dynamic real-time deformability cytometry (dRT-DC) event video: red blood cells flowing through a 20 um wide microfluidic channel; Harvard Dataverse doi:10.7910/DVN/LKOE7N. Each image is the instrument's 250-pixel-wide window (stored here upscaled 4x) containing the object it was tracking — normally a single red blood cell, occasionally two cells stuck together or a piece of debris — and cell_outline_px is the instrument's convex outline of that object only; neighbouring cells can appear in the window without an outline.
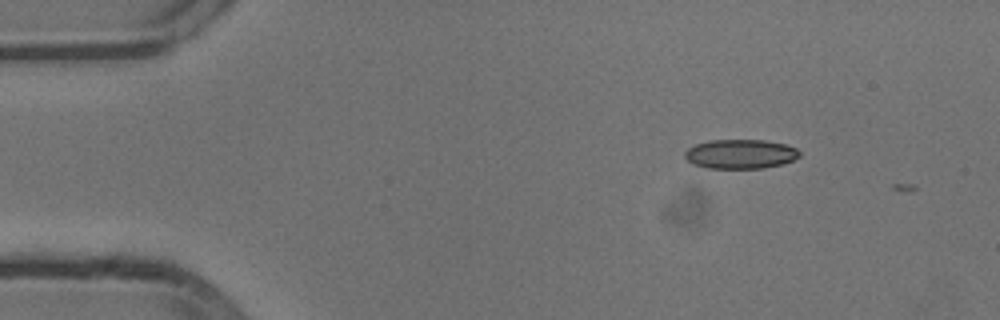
{"species": "common noctule bat (a hibernating species)", "species_latin": "Nyctalus noctula", "temperature_condition": "cold", "stored_images_in_passage": 4, "camera_frame_rate_fps": 3000, "um_per_image_px": 0.085, "animal": {"sex": "male", "body_mass_g": 13.3}, "frame": {"image": 1, "passage_image": 2, "time_ms": 0.333, "image_size_px": [1000, 320], "cell_outline_px": [[800, 156], [784, 164], [764, 168], [708, 168], [692, 164], [684, 156], [684, 152], [688, 148], [696, 144], [708, 140], [764, 140], [784, 144], [796, 148], [800, 152]], "centroid_in_image_um": [62.93, 13.09], "position_along_channel_um": 22.1, "area_um2": 19.65}}